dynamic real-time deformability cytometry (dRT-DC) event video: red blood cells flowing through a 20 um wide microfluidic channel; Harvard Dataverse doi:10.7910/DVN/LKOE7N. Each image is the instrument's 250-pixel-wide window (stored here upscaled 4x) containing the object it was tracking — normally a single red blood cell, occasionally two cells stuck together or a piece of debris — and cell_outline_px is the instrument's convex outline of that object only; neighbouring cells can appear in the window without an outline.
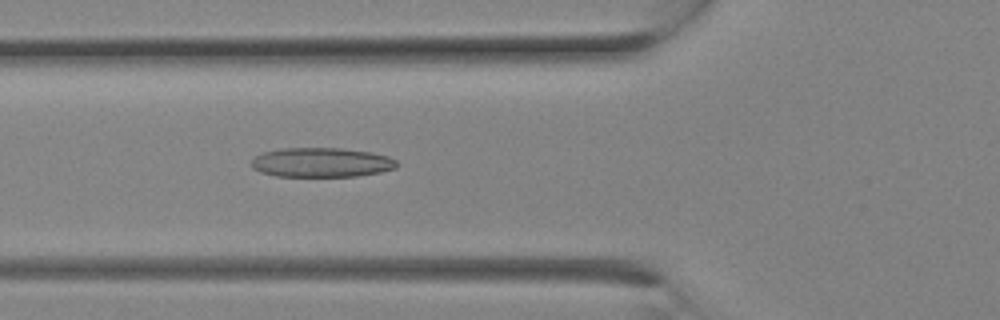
{"species": "Egyptian fruit bat (a non-hibernating species)", "species_latin": "Rousettus aegyptiacus", "temperature_condition": "room temperature", "stored_images_in_passage": 9, "camera_frame_rate_fps": 3000, "um_per_image_px": 0.085, "animal": {"sex": "female"}, "frame": {"image": 1, "passage_image": 9, "time_ms": 2.667, "image_size_px": [1000, 320], "cell_outline_px": [[400, 164], [396, 168], [380, 172], [356, 176], [276, 176], [260, 172], [252, 168], [252, 160], [256, 156], [264, 152], [280, 148], [340, 148], [372, 152], [388, 156], [396, 160]], "centroid_in_image_um": [27.35, 13.8], "position_along_channel_um": 98.5, "area_um2": 25.03}}